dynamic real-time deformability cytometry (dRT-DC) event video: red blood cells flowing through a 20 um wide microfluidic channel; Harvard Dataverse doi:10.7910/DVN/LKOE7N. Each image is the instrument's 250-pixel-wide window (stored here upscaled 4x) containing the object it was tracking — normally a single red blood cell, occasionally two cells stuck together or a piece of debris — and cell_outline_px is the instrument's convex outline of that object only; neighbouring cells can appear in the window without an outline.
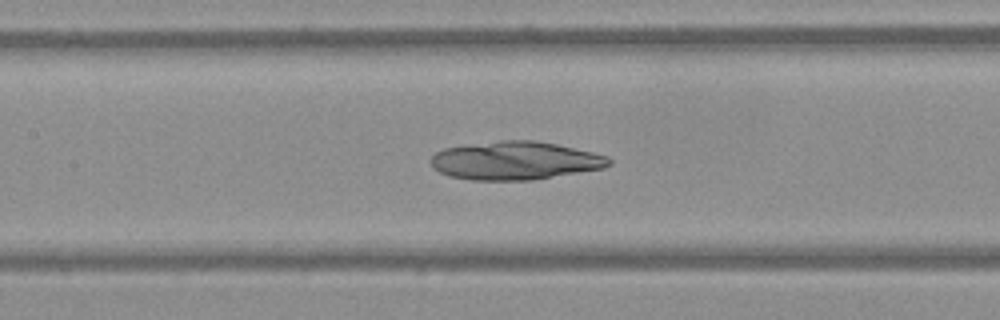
{"species": "Egyptian fruit bat (a non-hibernating species)", "species_latin": "Rousettus aegyptiacus", "temperature_condition": "warm", "stored_images_in_passage": 63, "camera_frame_rate_fps": 3000, "um_per_image_px": 0.085, "frame": {"image": 1, "passage_image": 30, "time_ms": 9.667, "image_size_px": [1000, 320], "cell_outline_px": [[612, 164], [604, 168], [532, 180], [472, 180], [448, 176], [432, 168], [428, 160], [436, 152], [444, 148], [500, 140], [536, 140], [556, 144], [592, 152], [608, 156], [612, 160]], "centroid_in_image_um": [43.77, 13.65], "position_along_channel_um": 163.6, "area_um2": 39.88}}
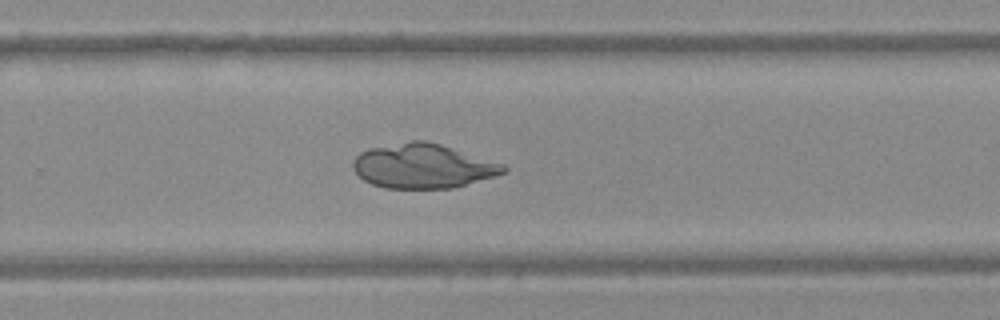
{"frame": {"image": 2, "passage_image": 42, "time_ms": 13.667, "image_size_px": [1000, 320], "cell_outline_px": [[508, 168], [504, 172], [496, 176], [452, 188], [384, 188], [372, 184], [364, 180], [352, 168], [352, 164], [356, 156], [360, 152], [368, 148], [412, 140], [424, 140], [440, 144], [504, 164]], "centroid_in_image_um": [35.93, 14.11], "position_along_channel_um": 293.9, "area_um2": 38.84}}
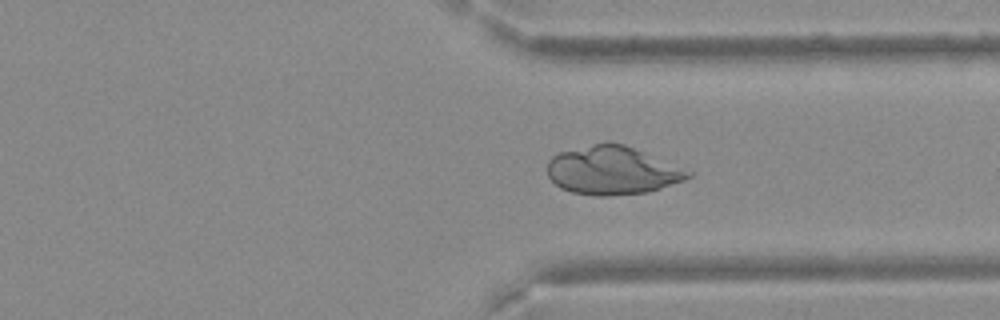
{"frame": {"image": 3, "passage_image": 48, "time_ms": 15.667, "image_size_px": [1000, 320], "cell_outline_px": [[692, 176], [684, 180], [648, 192], [608, 196], [596, 196], [572, 192], [560, 188], [548, 176], [548, 160], [552, 156], [560, 152], [596, 144], [624, 144], [692, 172]], "centroid_in_image_um": [52.03, 14.52], "position_along_channel_um": 359.4, "area_um2": 38.9}}